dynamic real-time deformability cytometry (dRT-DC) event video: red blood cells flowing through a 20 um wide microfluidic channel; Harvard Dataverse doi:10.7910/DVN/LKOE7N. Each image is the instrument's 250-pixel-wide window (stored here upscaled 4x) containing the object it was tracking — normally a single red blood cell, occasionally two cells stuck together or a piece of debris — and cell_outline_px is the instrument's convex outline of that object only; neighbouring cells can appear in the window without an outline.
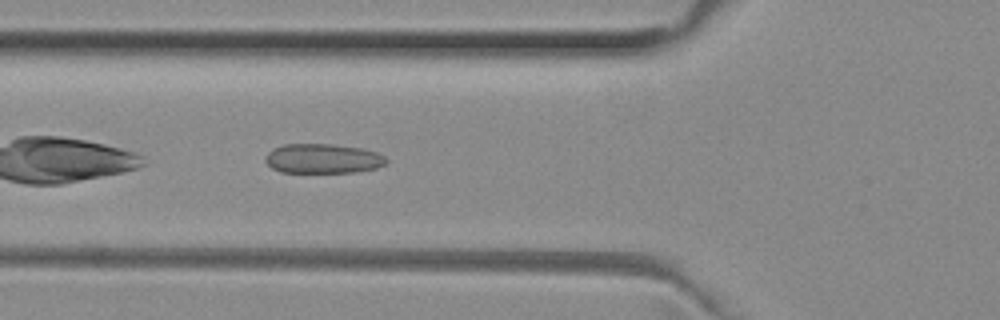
{"species": "common noctule bat (a hibernating species)", "species_latin": "Nyctalus noctula", "temperature_condition": "room temperature", "stored_images_in_passage": 31, "camera_frame_rate_fps": 3000, "um_per_image_px": 0.085, "animal": {"sex": "female", "body_mass_g": 29.2, "forearm_length_mm": 56.3}, "frame": {"image": 1, "passage_image": 4, "time_ms": 1.0, "image_size_px": [1000, 320], "cell_outline_px": [[388, 160], [384, 164], [376, 168], [352, 172], [280, 172], [272, 168], [264, 160], [264, 156], [272, 148], [284, 144], [328, 144], [360, 148], [376, 152], [384, 156]], "centroid_in_image_um": [27.39, 13.48], "position_along_channel_um": 98.4, "area_um2": 20.75}}
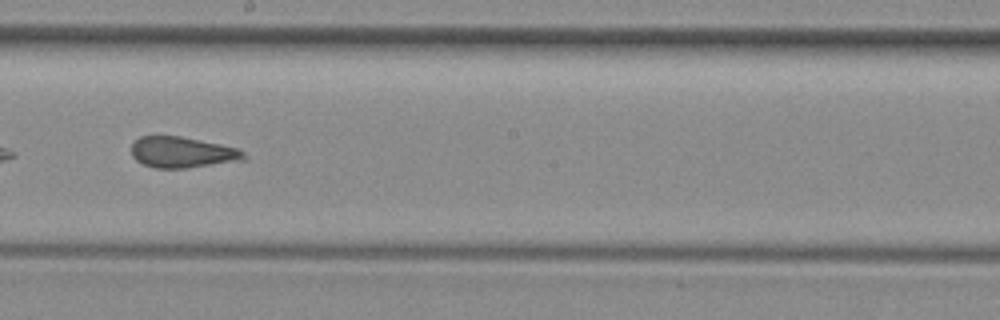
{"frame": {"image": 2, "passage_image": 14, "time_ms": 4.333, "image_size_px": [1000, 320], "cell_outline_px": [[248, 160], [184, 168], [156, 168], [144, 164], [136, 160], [132, 156], [132, 144], [140, 136], [180, 136], [240, 148], [244, 152]], "centroid_in_image_um": [15.54, 12.95], "position_along_channel_um": 232.7, "area_um2": 20.35}}
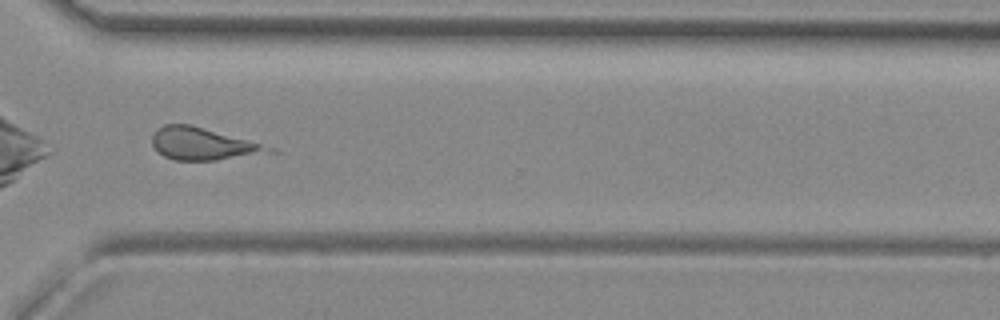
{"frame": {"image": 3, "passage_image": 23, "time_ms": 7.333, "image_size_px": [1000, 320], "cell_outline_px": [[280, 152], [216, 160], [176, 160], [164, 156], [152, 144], [152, 136], [156, 128], [164, 124], [188, 124], [248, 140], [276, 148]], "centroid_in_image_um": [17.28, 12.24], "position_along_channel_um": 353.3, "area_um2": 21.79}, "authors_computed_cell_mechanics": {"area_um2": 21.2126, "velocity_mm_per_s": 4.0217, "shape_relaxation_time_tau1_ms": null, "shape_relaxation_time_tau2_ms": 3.4556, "deformation_change_tau1": null, "deformation_change_tau2": 0.1534}}